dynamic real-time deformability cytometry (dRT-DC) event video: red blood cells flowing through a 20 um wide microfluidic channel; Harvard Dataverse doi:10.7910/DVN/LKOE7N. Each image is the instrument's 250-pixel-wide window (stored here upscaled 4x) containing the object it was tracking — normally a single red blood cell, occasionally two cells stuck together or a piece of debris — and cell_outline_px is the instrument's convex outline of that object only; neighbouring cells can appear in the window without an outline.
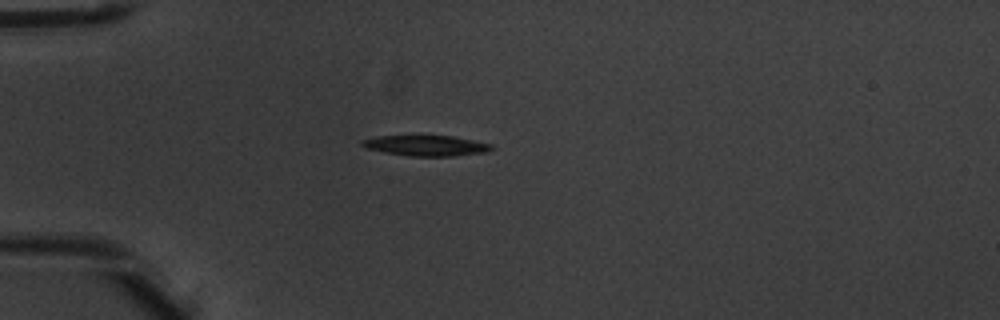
{"species": "common noctule bat (a hibernating species)", "species_latin": "Nyctalus noctula", "temperature_condition": "warm", "stored_images_in_passage": 2, "camera_frame_rate_fps": 3000, "um_per_image_px": 0.085, "animal": {"sex": "male", "body_mass_g": 20.1, "forearm_length_mm": 53.5}, "frame": {"image": 1, "passage_image": 1, "time_ms": 0.0, "image_size_px": [1000, 320], "cell_outline_px": [[496, 148], [488, 152], [456, 156], [408, 156], [384, 152], [368, 148], [360, 144], [360, 140], [376, 136], [452, 136], [492, 144]], "centroid_in_image_um": [36.26, 12.38], "position_along_channel_um": 48.7, "area_um2": 15.55}}